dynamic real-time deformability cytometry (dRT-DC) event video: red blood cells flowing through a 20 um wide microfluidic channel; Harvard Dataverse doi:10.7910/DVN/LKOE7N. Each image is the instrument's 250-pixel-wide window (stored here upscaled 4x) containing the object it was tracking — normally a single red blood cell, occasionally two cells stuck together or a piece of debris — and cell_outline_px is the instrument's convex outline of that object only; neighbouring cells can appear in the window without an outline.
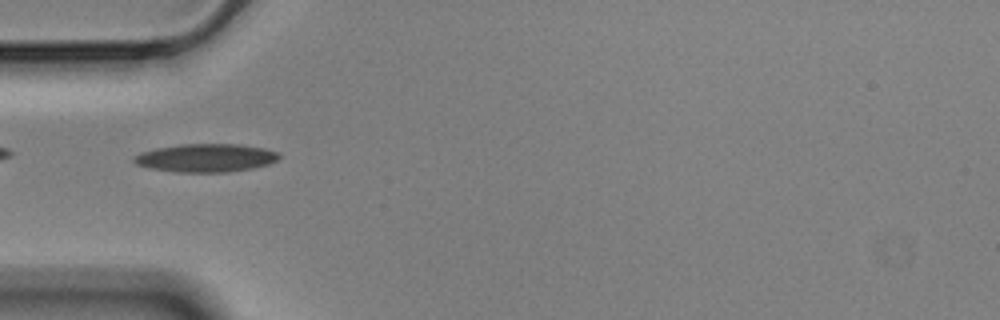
{"species": "Egyptian fruit bat (a non-hibernating species)", "species_latin": "Rousettus aegyptiacus", "temperature_condition": "cold", "stored_images_in_passage": 42, "camera_frame_rate_fps": 3000, "um_per_image_px": 0.085, "animal": {"sex": "male"}, "frame": {"image": 1, "passage_image": 3, "time_ms": 0.667, "image_size_px": [1000, 320], "cell_outline_px": [[280, 156], [276, 160], [268, 164], [252, 168], [228, 172], [176, 172], [152, 168], [136, 164], [132, 160], [132, 156], [140, 152], [156, 148], [180, 144], [240, 144], [264, 148], [280, 152]], "centroid_in_image_um": [17.49, 13.41], "position_along_channel_um": 67.5, "area_um2": 23.93}}
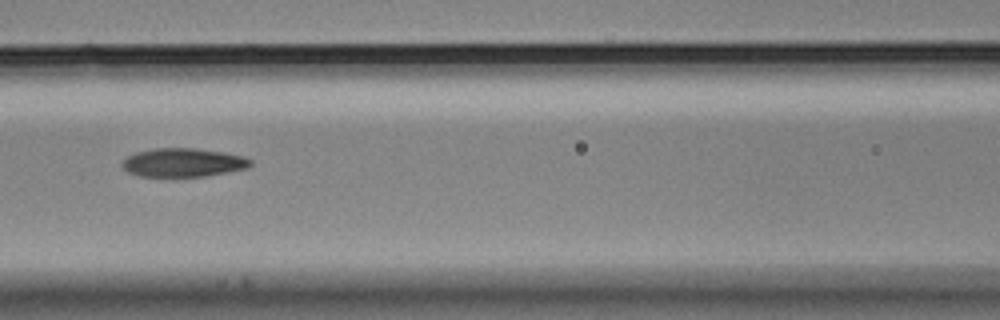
{"frame": {"image": 2, "passage_image": 10, "time_ms": 3.0, "image_size_px": [1000, 320], "cell_outline_px": [[252, 164], [244, 168], [204, 176], [140, 176], [128, 172], [124, 168], [124, 160], [128, 156], [136, 152], [152, 148], [196, 148], [224, 152], [244, 156], [252, 160]], "centroid_in_image_um": [15.57, 13.8], "position_along_channel_um": 151.0, "area_um2": 21.1}}
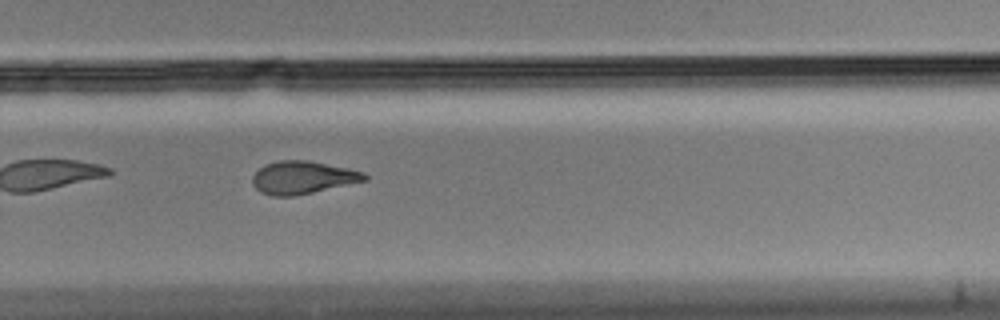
{"frame": {"image": 3, "passage_image": 23, "time_ms": 7.333, "image_size_px": [1000, 320], "cell_outline_px": [[368, 180], [312, 192], [292, 196], [272, 196], [260, 192], [252, 184], [252, 176], [264, 164], [280, 160], [308, 160], [364, 172], [368, 176]], "centroid_in_image_um": [25.7, 15.09], "position_along_channel_um": 304.1, "area_um2": 21.27}, "authors_computed_cell_mechanics": {"area_um2": 22.3397, "velocity_mm_per_s": 3.5405, "shape_relaxation_time_tau1_ms": 5.7232, "shape_relaxation_time_tau2_ms": 3.4254, "deformation_change_tau1": 0.182, "deformation_change_tau2": 0.1118}}